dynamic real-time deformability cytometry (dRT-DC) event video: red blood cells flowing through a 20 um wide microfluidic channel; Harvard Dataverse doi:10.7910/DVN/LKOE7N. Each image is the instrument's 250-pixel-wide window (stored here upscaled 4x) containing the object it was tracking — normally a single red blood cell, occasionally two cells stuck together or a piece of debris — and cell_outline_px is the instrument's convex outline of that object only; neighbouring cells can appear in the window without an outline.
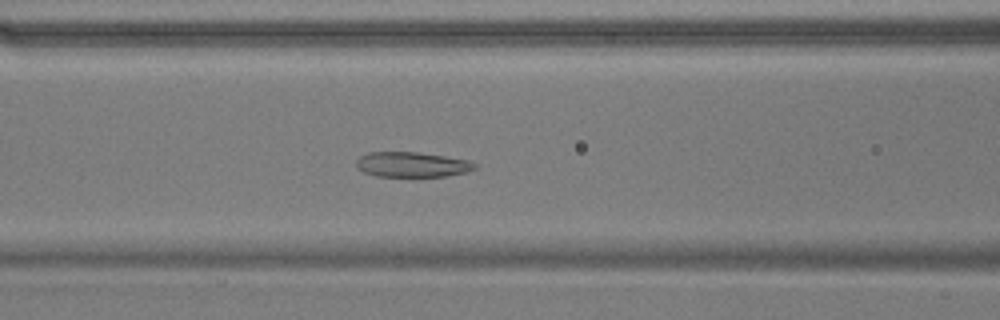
{"species": "common noctule bat (a hibernating species)", "species_latin": "Nyctalus noctula", "temperature_condition": "warm", "stored_images_in_passage": 36, "camera_frame_rate_fps": 3000, "um_per_image_px": 0.085, "animal": {"sex": "male", "body_mass_g": 17.9}, "frame": {"image": 1, "passage_image": 15, "time_ms": 4.667, "image_size_px": [1000, 320], "cell_outline_px": [[476, 168], [468, 172], [448, 176], [376, 176], [364, 172], [356, 168], [356, 160], [360, 156], [368, 152], [416, 152], [444, 156], [468, 160], [476, 164]], "centroid_in_image_um": [35.01, 13.99], "position_along_channel_um": 131.6, "area_um2": 17.34}}
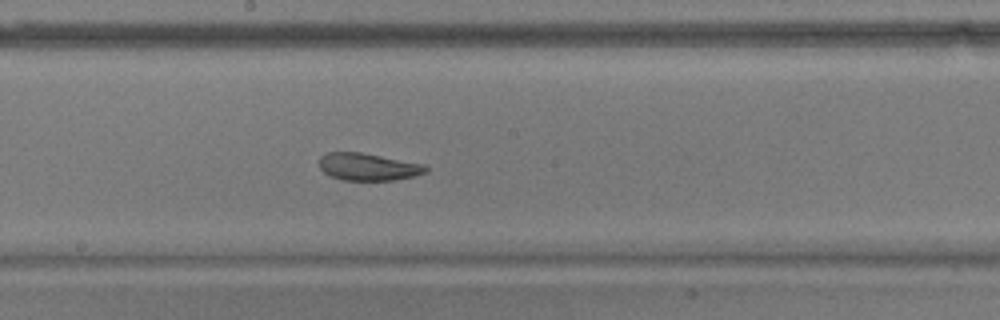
{"frame": {"image": 2, "passage_image": 22, "time_ms": 7.0, "image_size_px": [1000, 320], "cell_outline_px": [[428, 172], [396, 180], [344, 180], [332, 176], [324, 172], [320, 168], [320, 156], [328, 152], [360, 152], [424, 164], [428, 168]], "centroid_in_image_um": [31.3, 14.18], "position_along_channel_um": 216.9, "area_um2": 16.82}}
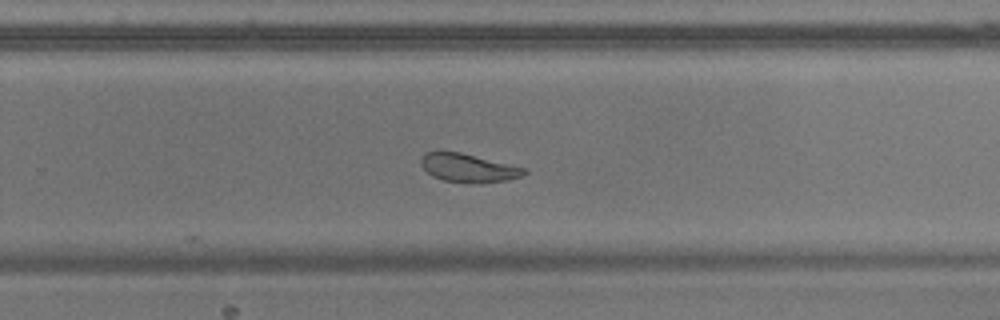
{"frame": {"image": 3, "passage_image": 28, "time_ms": 9.0, "image_size_px": [1000, 320], "cell_outline_px": [[528, 172], [520, 176], [508, 180], [472, 184], [468, 184], [444, 180], [432, 176], [420, 164], [420, 160], [424, 152], [460, 152], [528, 168]], "centroid_in_image_um": [39.83, 14.28], "position_along_channel_um": 290.0, "area_um2": 17.22}, "authors_computed_cell_mechanics": {"area_um2": 17.8313, "velocity_mm_per_s": 3.6619, "shape_relaxation_time_tau1_ms": null, "shape_relaxation_time_tau2_ms": 1.7496, "deformation_change_tau1": null, "deformation_change_tau2": 0.0824}}